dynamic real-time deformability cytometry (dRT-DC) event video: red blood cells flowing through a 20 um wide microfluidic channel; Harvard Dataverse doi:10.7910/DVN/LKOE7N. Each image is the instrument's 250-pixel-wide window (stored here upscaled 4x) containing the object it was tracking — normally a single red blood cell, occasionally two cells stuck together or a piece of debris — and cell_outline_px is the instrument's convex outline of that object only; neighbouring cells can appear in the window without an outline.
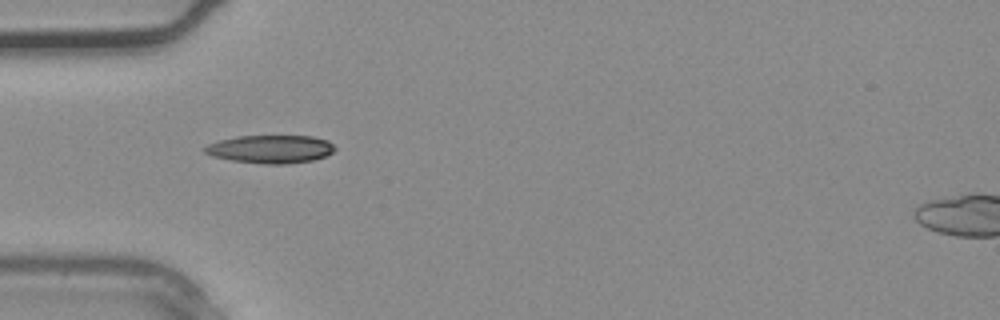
{"species": "common noctule bat (a hibernating species)", "species_latin": "Nyctalus noctula", "temperature_condition": "warm", "stored_images_in_passage": 3, "camera_frame_rate_fps": 3000, "um_per_image_px": 0.085, "animal": {"sex": "male", "body_mass_g": 20.4}, "frame": {"image": 1, "passage_image": 2, "time_ms": 0.333, "image_size_px": [1000, 320], "cell_outline_px": [[336, 148], [332, 152], [324, 156], [312, 160], [284, 164], [264, 164], [232, 160], [212, 156], [204, 152], [204, 148], [208, 144], [220, 140], [236, 136], [312, 136], [328, 140]], "centroid_in_image_um": [22.99, 12.67], "position_along_channel_um": 62.0, "area_um2": 21.15}}
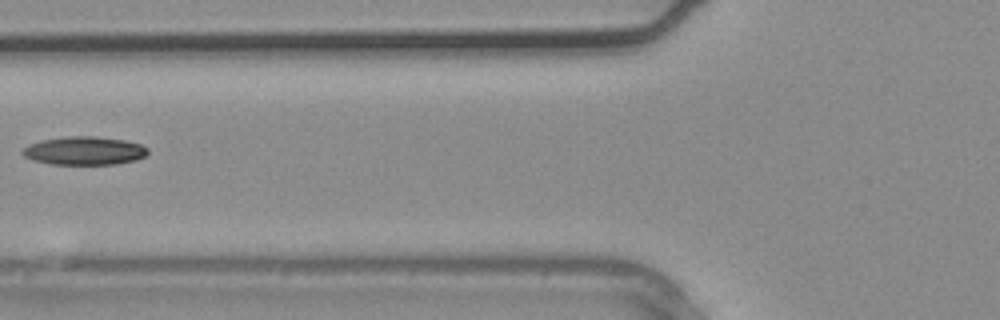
{"frame": {"image": 2, "passage_image": 3, "time_ms": 0.667, "image_size_px": [1000, 320], "cell_outline_px": [[148, 152], [144, 156], [136, 160], [116, 164], [52, 164], [32, 160], [24, 156], [20, 152], [24, 148], [32, 144], [44, 140], [72, 136], [92, 136], [124, 140], [140, 144], [148, 148]], "centroid_in_image_um": [7.19, 12.82], "position_along_channel_um": 118.6, "area_um2": 20.4}}